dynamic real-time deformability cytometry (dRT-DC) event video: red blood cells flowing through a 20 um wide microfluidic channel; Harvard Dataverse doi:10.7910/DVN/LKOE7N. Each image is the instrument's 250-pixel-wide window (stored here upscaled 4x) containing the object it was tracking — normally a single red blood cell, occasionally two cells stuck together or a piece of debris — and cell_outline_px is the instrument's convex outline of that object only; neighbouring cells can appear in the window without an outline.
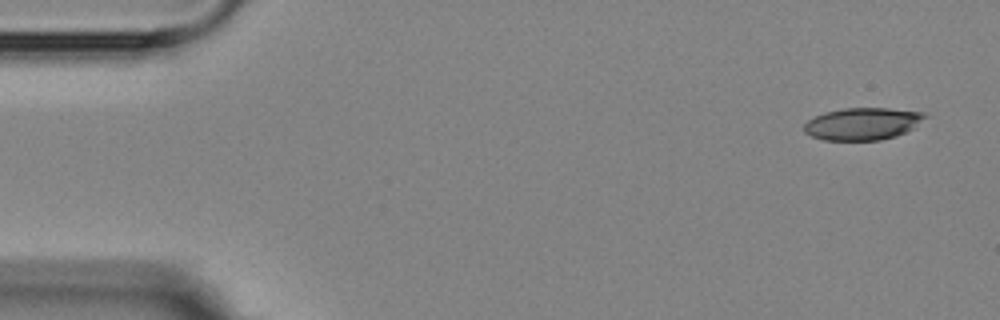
{"species": "Egyptian fruit bat (a non-hibernating species)", "species_latin": "Rousettus aegyptiacus", "temperature_condition": "room temperature", "stored_images_in_passage": 10, "camera_frame_rate_fps": 3000, "um_per_image_px": 0.085, "animal": {"sex": "female"}, "frame": {"image": 1, "passage_image": 1, "time_ms": 0.0, "image_size_px": [1000, 320], "cell_outline_px": [[928, 116], [912, 128], [896, 136], [880, 140], [824, 140], [812, 136], [804, 132], [804, 124], [808, 120], [824, 112], [844, 108], [888, 108], [924, 112]], "centroid_in_image_um": [73.31, 10.52], "position_along_channel_um": 11.7, "area_um2": 22.6}}
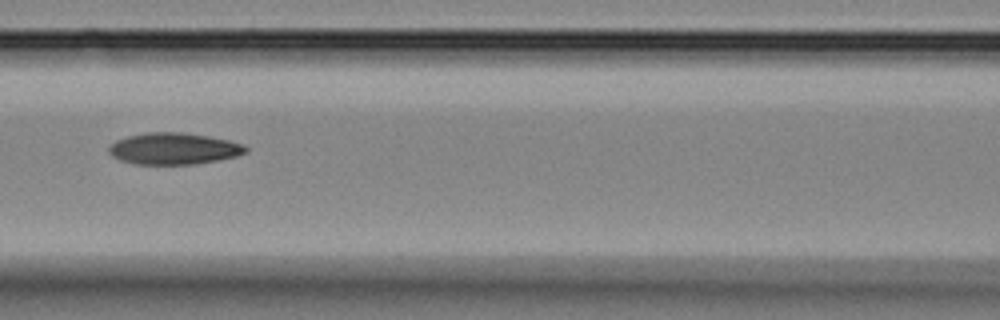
{"frame": {"image": 2, "passage_image": 6, "time_ms": 7.0, "image_size_px": [1000, 320], "cell_outline_px": [[248, 152], [236, 156], [220, 160], [192, 164], [136, 164], [120, 160], [112, 156], [108, 152], [108, 148], [116, 140], [128, 136], [148, 132], [180, 132], [208, 136], [228, 140], [244, 144], [248, 148]], "centroid_in_image_um": [14.79, 12.63], "position_along_channel_um": 151.8, "area_um2": 25.2}}
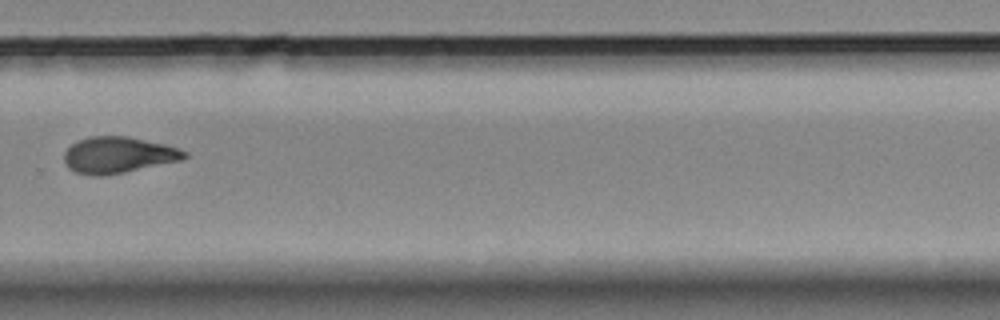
{"frame": {"image": 3, "passage_image": 10, "time_ms": 11.667, "image_size_px": [1000, 320], "cell_outline_px": [[188, 156], [180, 160], [124, 172], [104, 176], [92, 176], [76, 172], [68, 168], [64, 164], [64, 152], [76, 140], [88, 136], [128, 136], [164, 144], [188, 152]], "centroid_in_image_um": [9.99, 13.17], "position_along_channel_um": 319.8, "area_um2": 25.43}}